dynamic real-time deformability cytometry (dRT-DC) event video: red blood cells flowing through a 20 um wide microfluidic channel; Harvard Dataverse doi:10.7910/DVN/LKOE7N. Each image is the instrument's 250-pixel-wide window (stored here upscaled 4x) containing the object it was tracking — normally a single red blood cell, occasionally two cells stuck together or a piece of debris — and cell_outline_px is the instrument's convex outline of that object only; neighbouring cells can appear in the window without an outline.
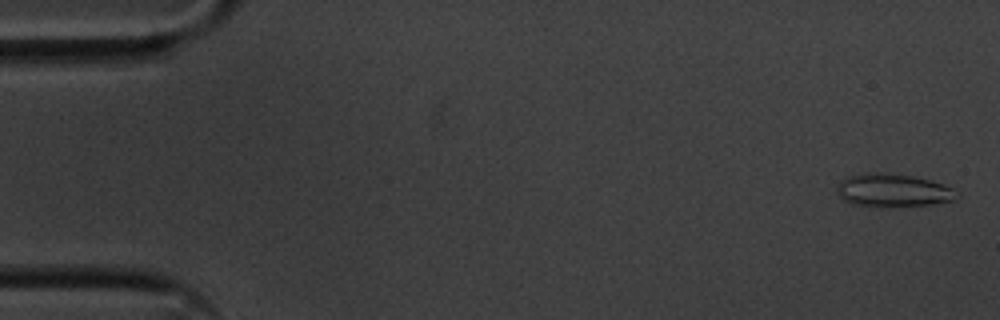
{"species": "common noctule bat (a hibernating species)", "species_latin": "Nyctalus noctula", "temperature_condition": "cold", "stored_images_in_passage": 55, "camera_frame_rate_fps": 3000, "um_per_image_px": 0.085, "animal": {"sex": "male", "body_mass_g": 20.1, "forearm_length_mm": 53.5}, "frame": {"image": 1, "passage_image": 2, "time_ms": 0.333, "image_size_px": [1000, 320], "cell_outline_px": [[960, 196], [952, 200], [932, 204], [892, 208], [868, 208], [852, 204], [844, 200], [836, 192], [836, 188], [840, 180], [848, 176], [868, 172], [888, 172], [912, 176], [932, 180], [944, 184], [952, 188]], "centroid_in_image_um": [75.86, 16.2], "position_along_channel_um": 9.1, "area_um2": 23.93}}
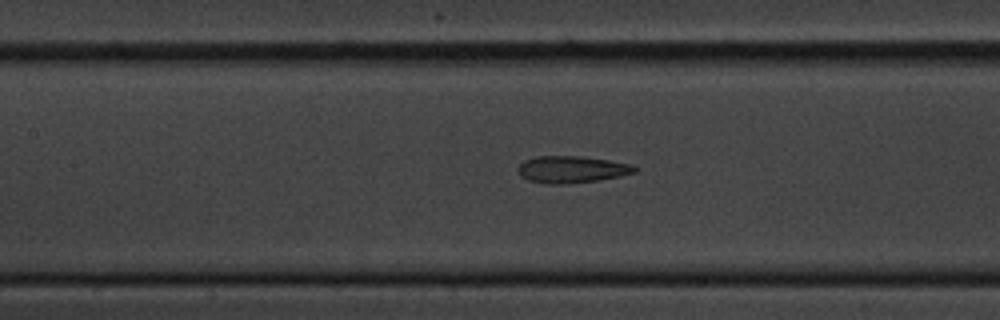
{"frame": {"image": 2, "passage_image": 25, "time_ms": 8.0, "image_size_px": [1000, 320], "cell_outline_px": [[640, 168], [636, 172], [620, 176], [596, 180], [564, 184], [544, 184], [528, 180], [520, 176], [516, 168], [524, 160], [536, 156], [580, 156], [608, 160], [632, 164]], "centroid_in_image_um": [48.58, 14.4], "position_along_channel_um": 158.8, "area_um2": 18.44}}
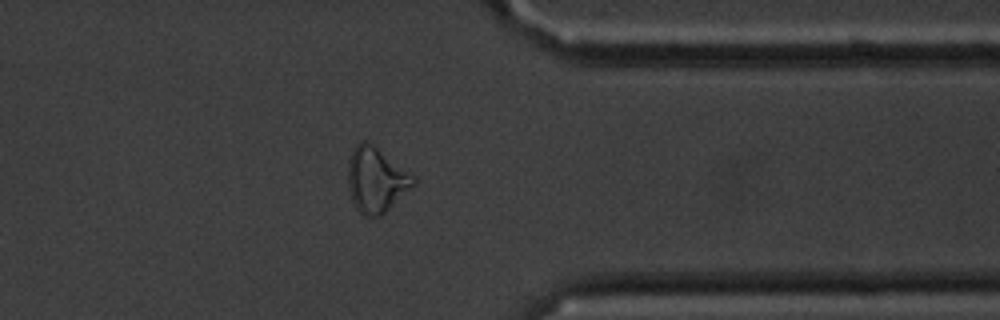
{"frame": {"image": 3, "passage_image": 44, "time_ms": 14.333, "image_size_px": [1000, 320], "cell_outline_px": [[416, 184], [380, 216], [364, 216], [356, 208], [352, 200], [348, 188], [348, 160], [352, 148], [360, 140], [368, 140], [416, 176]], "centroid_in_image_um": [31.97, 15.24], "position_along_channel_um": 379.4, "area_um2": 25.09}, "authors_computed_cell_mechanics": {"area_um2": 19.8832, "velocity_mm_per_s": 3.6184, "shape_relaxation_time_tau1_ms": 8.4015, "shape_relaxation_time_tau2_ms": 2.5364, "deformation_change_tau1": 0.1754, "deformation_change_tau2": 0.1302}}